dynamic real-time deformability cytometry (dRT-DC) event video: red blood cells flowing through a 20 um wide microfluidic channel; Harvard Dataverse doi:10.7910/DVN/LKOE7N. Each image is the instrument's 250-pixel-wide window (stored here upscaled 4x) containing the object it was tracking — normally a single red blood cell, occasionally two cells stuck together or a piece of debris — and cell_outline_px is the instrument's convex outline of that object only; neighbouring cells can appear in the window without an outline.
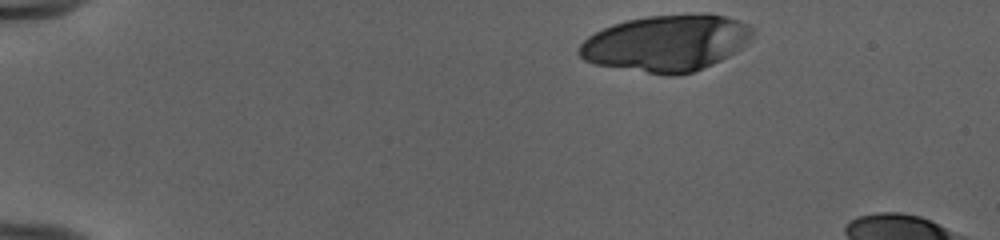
{"species": "human", "species_latin": "Homo sapiens", "temperature_condition": "cold", "stored_images_in_passage": 44, "camera_frame_rate_fps": 3000, "um_per_image_px": 0.085, "donor": {"sex": "female"}, "frame": {"image": 1, "passage_image": 1, "time_ms": 0.0, "image_size_px": [1000, 240], "cell_outline_px": [[756, 28], [752, 36], [736, 52], [712, 64], [692, 72], [676, 76], [664, 76], [596, 64], [584, 60], [576, 52], [580, 44], [588, 36], [612, 24], [628, 20], [648, 16], [704, 12], [708, 12], [740, 20]], "centroid_in_image_um": [56.66, 3.65], "position_along_channel_um": 28.3, "area_um2": 57.51}}